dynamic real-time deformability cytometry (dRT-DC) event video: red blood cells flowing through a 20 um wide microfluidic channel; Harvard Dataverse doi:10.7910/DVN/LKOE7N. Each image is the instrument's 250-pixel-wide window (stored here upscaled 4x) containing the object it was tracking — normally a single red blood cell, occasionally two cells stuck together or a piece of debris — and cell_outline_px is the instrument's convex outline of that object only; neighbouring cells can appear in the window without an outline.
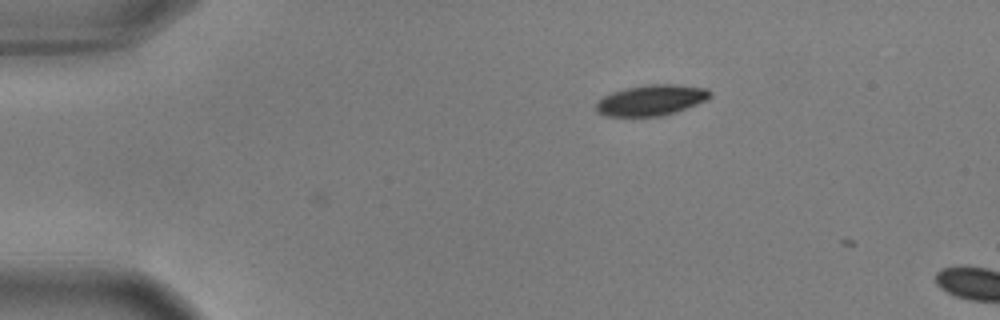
{"species": "common noctule bat (a hibernating species)", "species_latin": "Nyctalus noctula", "temperature_condition": "warm", "stored_images_in_passage": 3, "camera_frame_rate_fps": 3000, "um_per_image_px": 0.085, "animal": {"sex": "male", "body_mass_g": 17.9, "forearm_length_mm": 54.2}, "frame": {"image": 1, "passage_image": 2, "time_ms": 0.333, "image_size_px": [1000, 320], "cell_outline_px": [[708, 96], [704, 100], [696, 104], [664, 116], [604, 116], [596, 112], [596, 104], [604, 96], [612, 92], [624, 88], [648, 84], [672, 84], [708, 88]], "centroid_in_image_um": [55.29, 8.52], "position_along_channel_um": 29.7, "area_um2": 20.17}}